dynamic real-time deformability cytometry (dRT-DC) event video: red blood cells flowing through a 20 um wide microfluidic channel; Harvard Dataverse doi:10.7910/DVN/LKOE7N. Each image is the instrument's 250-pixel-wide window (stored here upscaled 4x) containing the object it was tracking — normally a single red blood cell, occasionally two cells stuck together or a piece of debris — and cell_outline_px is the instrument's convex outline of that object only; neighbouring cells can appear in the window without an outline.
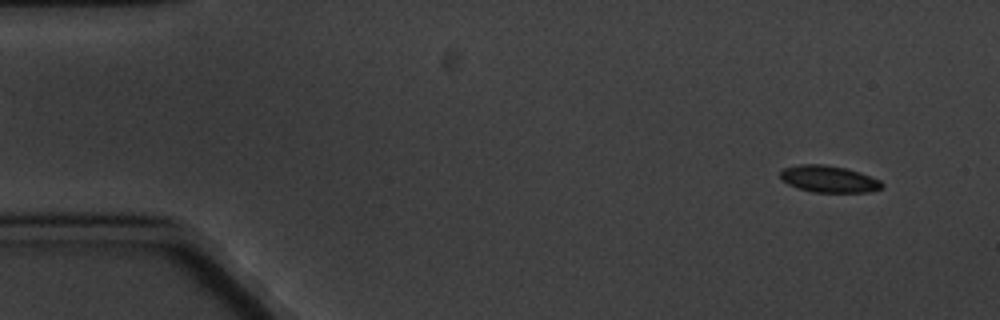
{"species": "common noctule bat (a hibernating species)", "species_latin": "Nyctalus noctula", "temperature_condition": "cold", "stored_images_in_passage": 6, "camera_frame_rate_fps": 3000, "um_per_image_px": 0.085, "animal": {"sex": "male", "body_mass_g": 20.1, "forearm_length_mm": 53.5}, "frame": {"image": 1, "passage_image": 1, "time_ms": 0.0, "image_size_px": [1000, 320], "cell_outline_px": [[884, 188], [868, 192], [812, 192], [796, 188], [788, 184], [780, 176], [780, 172], [784, 168], [800, 164], [824, 164], [844, 168], [860, 172], [880, 180], [884, 184]], "centroid_in_image_um": [70.47, 15.22], "position_along_channel_um": 14.5, "area_um2": 15.9}}
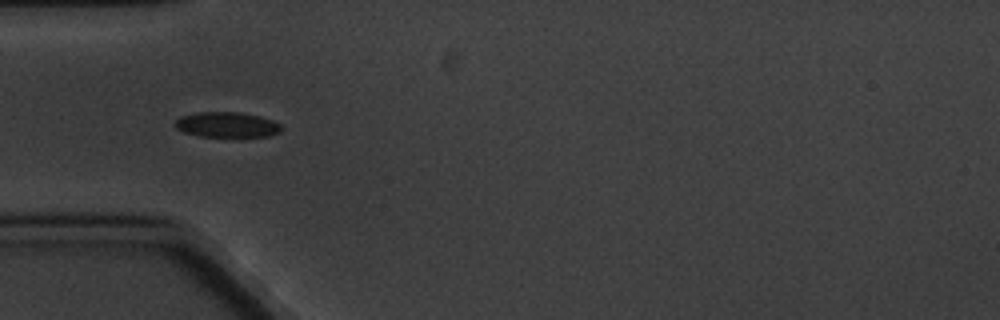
{"frame": {"image": 2, "passage_image": 5, "time_ms": 4.667, "image_size_px": [1000, 320], "cell_outline_px": [[280, 132], [268, 136], [200, 136], [184, 132], [176, 128], [172, 124], [180, 116], [196, 112], [240, 112], [260, 116], [272, 120], [280, 124]], "centroid_in_image_um": [19.24, 10.59], "position_along_channel_um": 65.8, "area_um2": 15.61}}